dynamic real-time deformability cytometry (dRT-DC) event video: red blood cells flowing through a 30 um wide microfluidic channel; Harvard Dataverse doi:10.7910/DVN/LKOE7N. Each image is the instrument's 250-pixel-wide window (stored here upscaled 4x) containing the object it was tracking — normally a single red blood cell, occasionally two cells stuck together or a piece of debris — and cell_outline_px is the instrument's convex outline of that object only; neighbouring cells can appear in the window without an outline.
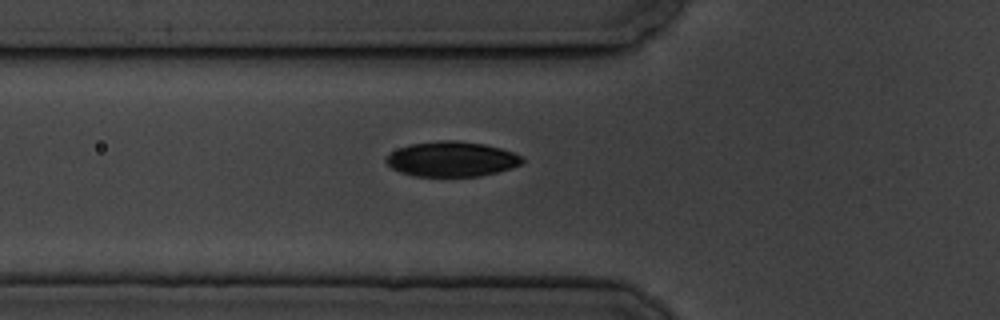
{"species": "common noctule bat (a hibernating species)", "species_latin": "Nyctalus noctula", "temperature_condition": "cold", "stored_images_in_passage": 6, "camera_frame_rate_fps": 3000, "um_per_image_px": 0.085, "animal": {"sex": "male", "body_mass_g": 19.5, "forearm_length_mm": 54.6}, "frame": {"image": 1, "passage_image": 6, "time_ms": 6.333, "image_size_px": [1000, 320], "cell_outline_px": [[524, 160], [520, 164], [496, 172], [480, 176], [412, 176], [400, 172], [392, 168], [384, 160], [392, 152], [400, 148], [412, 144], [440, 140], [456, 140], [484, 144], [500, 148], [512, 152], [520, 156]], "centroid_in_image_um": [38.37, 13.52], "position_along_channel_um": 87.4, "area_um2": 27.46}}